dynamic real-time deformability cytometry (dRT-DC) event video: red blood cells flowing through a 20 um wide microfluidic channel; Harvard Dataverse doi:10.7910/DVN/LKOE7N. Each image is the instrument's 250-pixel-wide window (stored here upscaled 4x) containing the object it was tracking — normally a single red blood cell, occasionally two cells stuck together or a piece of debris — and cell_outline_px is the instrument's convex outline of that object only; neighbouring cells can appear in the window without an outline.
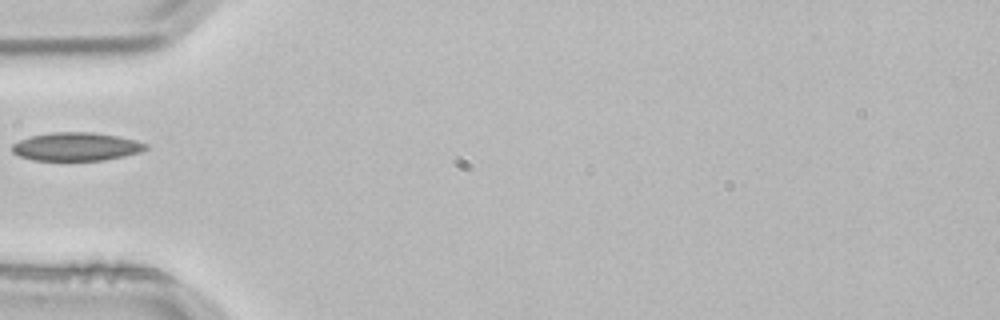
{"species": "common noctule bat (a hibernating species)", "species_latin": "Nyctalus noctula", "temperature_condition": "room temperature", "stored_images_in_passage": 1, "camera_frame_rate_fps": 3000, "um_per_image_px": 0.085, "animal": {"sex": "male", "body_mass_g": 21.5, "forearm_length_mm": 52.0}, "frame": {"image": 1, "passage_image": 1, "time_ms": 0.0, "image_size_px": [1000, 320], "cell_outline_px": [[148, 148], [140, 152], [124, 156], [104, 160], [32, 160], [20, 156], [12, 152], [12, 144], [28, 136], [52, 132], [88, 132], [116, 136], [136, 140], [148, 144]], "centroid_in_image_um": [6.47, 12.46], "position_along_channel_um": 78.5, "area_um2": 22.02}}